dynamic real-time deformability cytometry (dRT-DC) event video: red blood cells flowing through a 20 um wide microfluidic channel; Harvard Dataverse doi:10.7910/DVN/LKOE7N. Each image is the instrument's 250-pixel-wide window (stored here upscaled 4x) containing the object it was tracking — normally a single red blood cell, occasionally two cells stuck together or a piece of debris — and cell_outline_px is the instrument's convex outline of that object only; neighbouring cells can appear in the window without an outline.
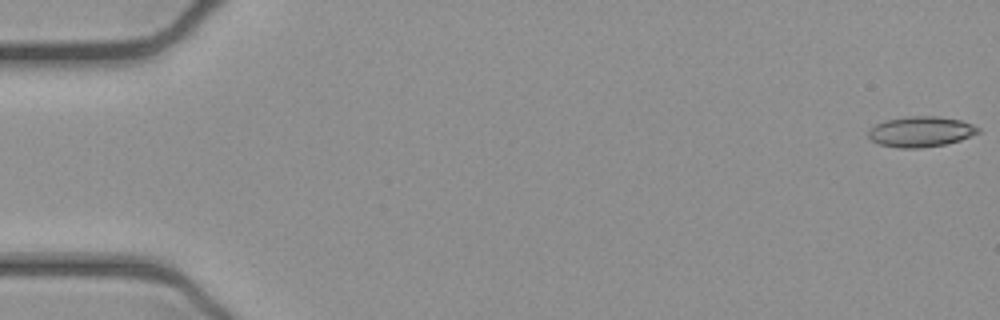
{"species": "common noctule bat (a hibernating species)", "species_latin": "Nyctalus noctula", "temperature_condition": "cold", "stored_images_in_passage": 53, "camera_frame_rate_fps": 3000, "um_per_image_px": 0.085, "animal": {"sex": "female", "body_mass_g": 21.9}, "frame": {"image": 1, "passage_image": 1, "time_ms": 0.0, "image_size_px": [1000, 320], "cell_outline_px": [[980, 132], [960, 140], [948, 144], [920, 148], [900, 148], [880, 144], [872, 140], [868, 136], [868, 132], [876, 124], [884, 120], [908, 116], [936, 116], [960, 120], [972, 124], [980, 128]], "centroid_in_image_um": [78.28, 11.19], "position_along_channel_um": 6.7, "area_um2": 19.48}}
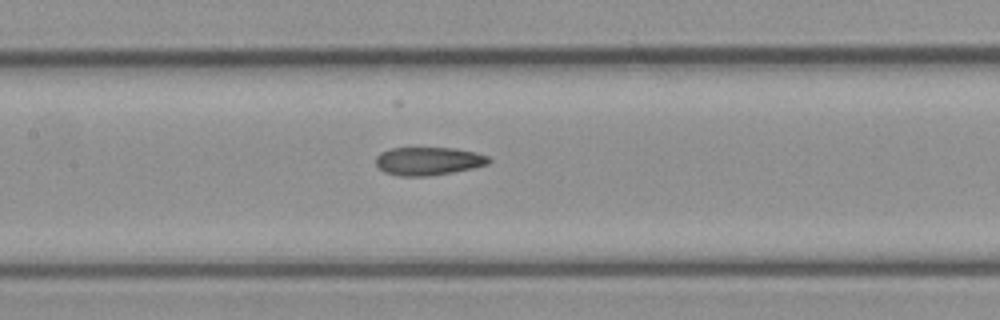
{"frame": {"image": 2, "passage_image": 25, "time_ms": 8.0, "image_size_px": [1000, 320], "cell_outline_px": [[492, 160], [488, 164], [472, 168], [452, 172], [428, 176], [400, 176], [384, 172], [376, 164], [376, 156], [380, 152], [392, 148], [456, 148], [476, 152], [488, 156]], "centroid_in_image_um": [36.42, 13.69], "position_along_channel_um": 171.0, "area_um2": 18.55}}
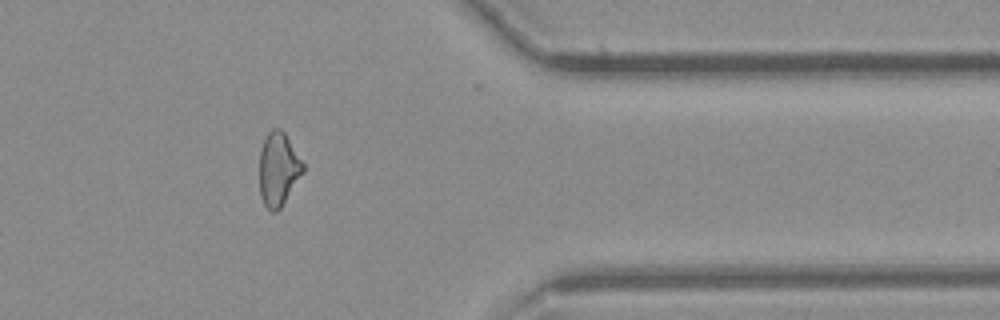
{"frame": {"image": 3, "passage_image": 43, "time_ms": 14.0, "image_size_px": [1000, 320], "cell_outline_px": [[304, 172], [280, 208], [276, 212], [272, 212], [264, 204], [260, 196], [260, 148], [268, 132], [272, 128], [280, 128], [284, 132], [304, 164]], "centroid_in_image_um": [23.66, 14.37], "position_along_channel_um": 387.7, "area_um2": 18.55}, "authors_computed_cell_mechanics": {"area_um2": 19.1896, "velocity_mm_per_s": 3.9131, "shape_relaxation_time_tau1_ms": null, "shape_relaxation_time_tau2_ms": 3.4941, "deformation_change_tau1": null, "deformation_change_tau2": 0.107}}